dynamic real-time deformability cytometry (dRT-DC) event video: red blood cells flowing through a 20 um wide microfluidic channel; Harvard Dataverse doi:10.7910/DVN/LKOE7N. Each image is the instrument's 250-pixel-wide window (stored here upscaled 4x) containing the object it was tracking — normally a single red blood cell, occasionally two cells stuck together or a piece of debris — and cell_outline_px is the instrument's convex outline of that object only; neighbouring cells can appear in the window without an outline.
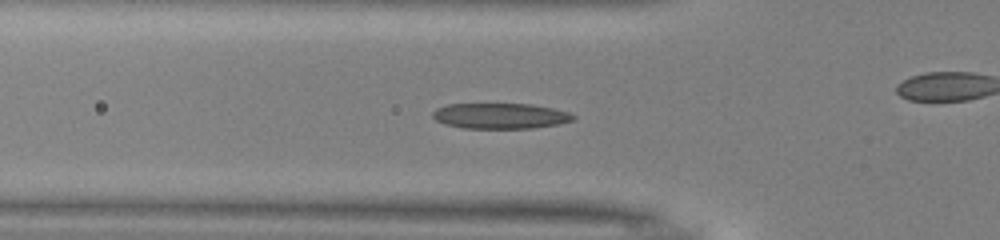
{"species": "common noctule bat (a hibernating species)", "species_latin": "Nyctalus noctula", "temperature_condition": "warm", "stored_images_in_passage": 50, "camera_frame_rate_fps": 3000, "um_per_image_px": 0.085, "animal": {"sex": "male", "body_mass_g": 13.0, "forearm_length_mm": 53.1}, "frame": {"image": 1, "passage_image": 16, "time_ms": 5.0, "image_size_px": [1000, 240], "cell_outline_px": [[576, 116], [572, 120], [556, 124], [532, 128], [464, 128], [444, 124], [436, 120], [432, 116], [432, 112], [436, 108], [448, 104], [532, 104], [552, 108], [568, 112]], "centroid_in_image_um": [42.48, 9.85], "position_along_channel_um": 83.3, "area_um2": 20.81}}
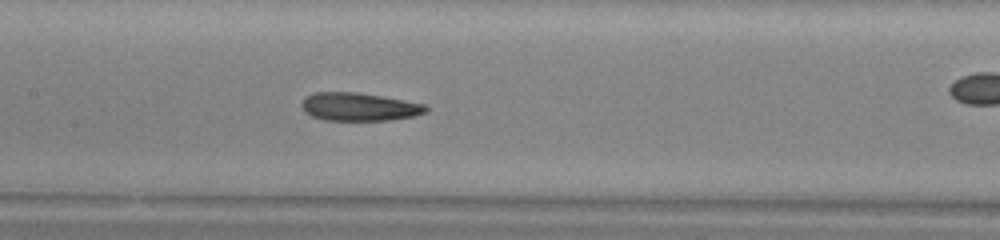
{"frame": {"image": 2, "passage_image": 23, "time_ms": 7.333, "image_size_px": [1000, 240], "cell_outline_px": [[428, 112], [416, 116], [388, 120], [324, 120], [312, 116], [304, 112], [300, 104], [304, 96], [312, 92], [356, 92], [404, 100], [424, 104], [428, 108]], "centroid_in_image_um": [30.49, 9.07], "position_along_channel_um": 176.9, "area_um2": 20.52}}
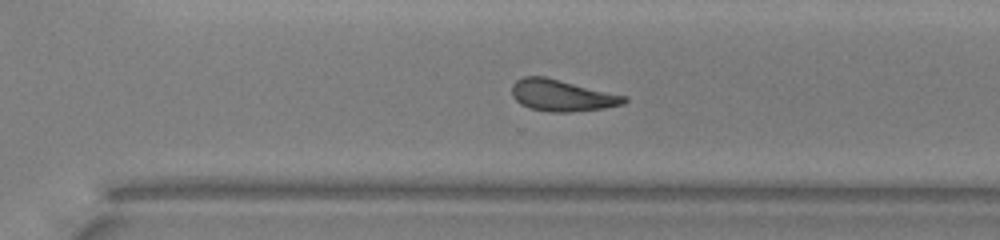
{"frame": {"image": 3, "passage_image": 34, "time_ms": 11.0, "image_size_px": [1000, 240], "cell_outline_px": [[628, 100], [624, 104], [604, 108], [568, 112], [548, 112], [528, 108], [520, 104], [512, 96], [512, 84], [516, 80], [524, 76], [544, 76], [628, 96]], "centroid_in_image_um": [47.76, 8.11], "position_along_channel_um": 322.8, "area_um2": 20.81}, "authors_computed_cell_mechanics": {"area_um2": 20.808, "velocity_mm_per_s": 3.9965, "shape_relaxation_time_tau1_ms": 5.5823, "shape_relaxation_time_tau2_ms": 3.1903, "deformation_change_tau1": 0.1805, "deformation_change_tau2": 0.1291}}